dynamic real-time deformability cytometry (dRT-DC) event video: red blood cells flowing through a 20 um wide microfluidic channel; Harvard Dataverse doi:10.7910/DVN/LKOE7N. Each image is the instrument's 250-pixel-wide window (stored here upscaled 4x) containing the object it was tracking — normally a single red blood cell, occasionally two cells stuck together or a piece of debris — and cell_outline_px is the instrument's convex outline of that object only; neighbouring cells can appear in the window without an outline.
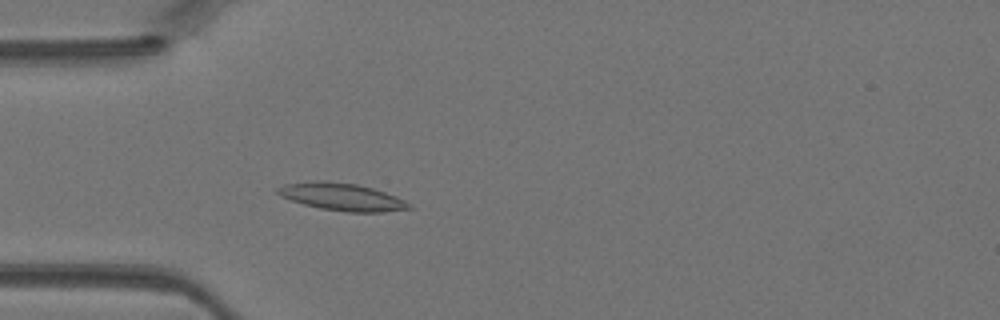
{"species": "Egyptian fruit bat (a non-hibernating species)", "species_latin": "Rousettus aegyptiacus", "temperature_condition": "warm", "stored_images_in_passage": 45, "camera_frame_rate_fps": 3000, "um_per_image_px": 0.085, "animal": {"sex": "female"}, "frame": {"image": 1, "passage_image": 13, "time_ms": 4.0, "image_size_px": [1000, 320], "cell_outline_px": [[412, 208], [384, 212], [348, 212], [320, 208], [304, 204], [280, 196], [276, 192], [276, 188], [284, 184], [324, 180], [356, 184], [372, 188], [396, 196], [412, 204]], "centroid_in_image_um": [29.07, 16.73], "position_along_channel_um": 55.9, "area_um2": 20.87}}
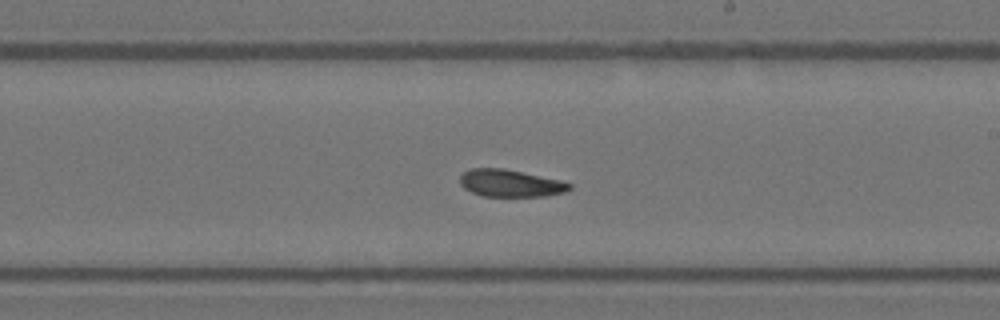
{"frame": {"image": 2, "passage_image": 26, "time_ms": 8.333, "image_size_px": [1000, 320], "cell_outline_px": [[572, 188], [564, 192], [544, 196], [484, 196], [472, 192], [464, 188], [460, 184], [460, 176], [464, 172], [472, 168], [504, 168], [560, 180], [572, 184]], "centroid_in_image_um": [43.38, 15.57], "position_along_channel_um": 245.6, "area_um2": 17.28}}
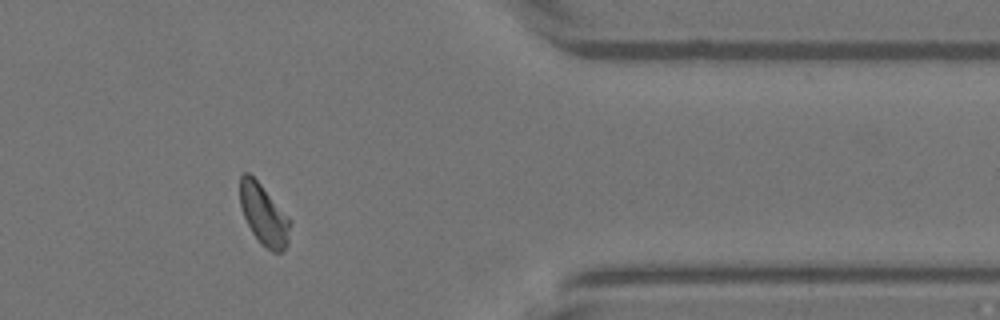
{"frame": {"image": 3, "passage_image": 37, "time_ms": 12.0, "image_size_px": [1000, 320], "cell_outline_px": [[292, 224], [288, 244], [280, 252], [272, 252], [260, 244], [252, 232], [244, 216], [240, 204], [240, 176], [244, 172], [248, 172], [260, 184], [292, 220]], "centroid_in_image_um": [22.45, 18.28], "position_along_channel_um": 389.0, "area_um2": 17.8}}